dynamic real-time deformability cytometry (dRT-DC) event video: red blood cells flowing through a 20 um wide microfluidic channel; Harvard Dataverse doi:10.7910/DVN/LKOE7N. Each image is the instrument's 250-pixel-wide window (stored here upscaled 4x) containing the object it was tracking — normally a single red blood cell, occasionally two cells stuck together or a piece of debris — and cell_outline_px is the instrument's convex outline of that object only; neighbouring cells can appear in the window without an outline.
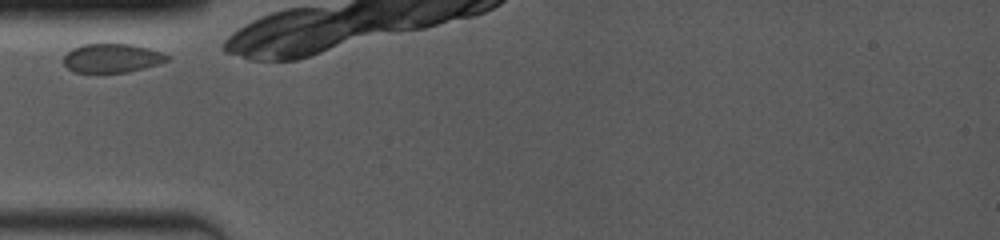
{"species": "common noctule bat (a hibernating species)", "species_latin": "Nyctalus noctula", "temperature_condition": "room temperature", "stored_images_in_passage": 27, "camera_frame_rate_fps": 4000, "um_per_image_px": 0.085, "animal": {"sex": "female", "body_mass_g": 19.0, "forearm_length_mm": 53.3}, "frame": {"image": 1, "passage_image": 1, "time_ms": 0.0, "image_size_px": [1000, 240], "cell_outline_px": [[168, 60], [160, 64], [128, 72], [72, 72], [64, 64], [64, 56], [72, 48], [80, 44], [132, 44], [148, 48], [160, 52], [168, 56]], "centroid_in_image_um": [9.5, 4.94], "position_along_channel_um": 75.5, "area_um2": 17.4}}
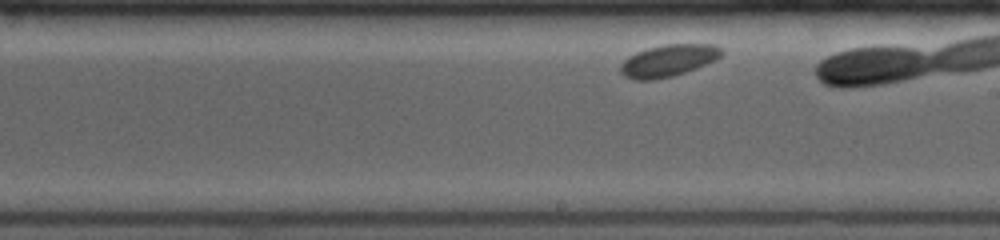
{"frame": {"image": 2, "passage_image": 23, "time_ms": 4.5, "image_size_px": [1000, 240], "cell_outline_px": [[724, 52], [716, 60], [696, 68], [672, 76], [652, 80], [632, 80], [624, 76], [620, 72], [620, 64], [628, 56], [636, 52], [648, 48], [664, 44], [716, 44], [724, 48]], "centroid_in_image_um": [56.81, 5.14], "position_along_channel_um": 232.2, "area_um2": 19.02}}